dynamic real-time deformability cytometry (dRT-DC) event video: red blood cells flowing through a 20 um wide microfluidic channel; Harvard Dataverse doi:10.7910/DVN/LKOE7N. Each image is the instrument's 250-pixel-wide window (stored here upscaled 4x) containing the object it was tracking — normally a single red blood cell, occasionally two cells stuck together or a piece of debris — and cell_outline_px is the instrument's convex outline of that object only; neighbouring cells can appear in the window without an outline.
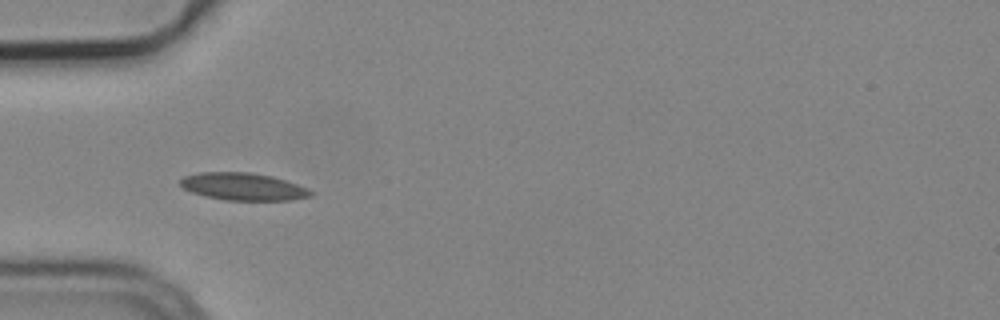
{"species": "common noctule bat (a hibernating species)", "species_latin": "Nyctalus noctula", "temperature_condition": "cold", "stored_images_in_passage": 5, "camera_frame_rate_fps": 3000, "um_per_image_px": 0.085, "animal": {"sex": "male", "body_mass_g": 19.2, "forearm_length_mm": 51.8}, "frame": {"image": 1, "passage_image": 5, "time_ms": 1.333, "image_size_px": [1000, 320], "cell_outline_px": [[312, 196], [292, 200], [228, 200], [204, 196], [192, 192], [184, 188], [180, 184], [180, 180], [184, 176], [200, 172], [248, 172], [272, 176], [308, 188], [312, 192]], "centroid_in_image_um": [20.67, 15.86], "position_along_channel_um": 64.3, "area_um2": 20.69}}